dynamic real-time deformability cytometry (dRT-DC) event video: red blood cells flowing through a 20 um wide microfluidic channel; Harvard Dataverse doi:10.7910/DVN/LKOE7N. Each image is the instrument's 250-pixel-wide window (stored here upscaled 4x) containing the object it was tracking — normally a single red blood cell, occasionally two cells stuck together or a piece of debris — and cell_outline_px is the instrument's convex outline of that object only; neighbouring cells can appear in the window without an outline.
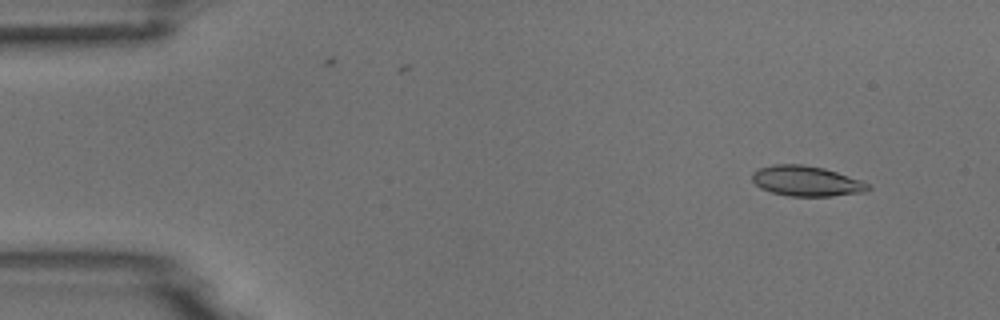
{"species": "common noctule bat (a hibernating species)", "species_latin": "Nyctalus noctula", "temperature_condition": "room temperature", "stored_images_in_passage": 4, "camera_frame_rate_fps": 3000, "um_per_image_px": 0.085, "animal": {"sex": "male", "body_mass_g": 18.8}, "frame": {"image": 1, "passage_image": 2, "time_ms": 1.0, "image_size_px": [1000, 320], "cell_outline_px": [[872, 188], [864, 192], [832, 196], [788, 196], [772, 192], [760, 188], [752, 180], [752, 172], [760, 168], [772, 164], [800, 164], [824, 168], [860, 180], [868, 184]], "centroid_in_image_um": [68.52, 15.39], "position_along_channel_um": 16.5, "area_um2": 20.35}}
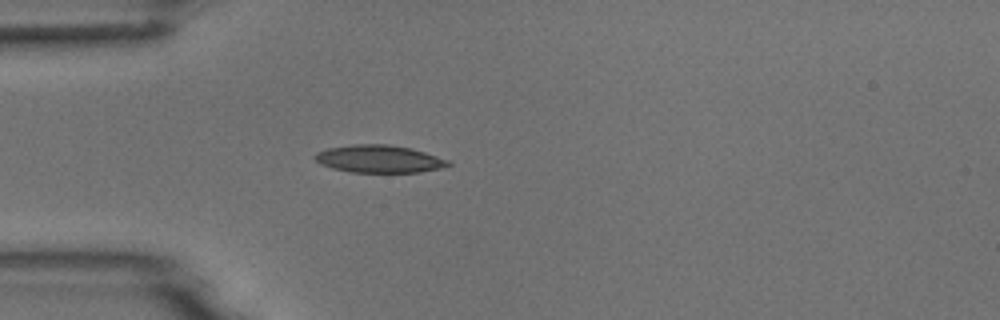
{"frame": {"image": 2, "passage_image": 4, "time_ms": 4.333, "image_size_px": [1000, 320], "cell_outline_px": [[452, 164], [440, 168], [420, 172], [352, 172], [332, 168], [320, 164], [312, 156], [316, 152], [328, 148], [356, 144], [388, 144], [412, 148], [448, 160]], "centroid_in_image_um": [32.2, 13.5], "position_along_channel_um": 52.8, "area_um2": 21.33}}